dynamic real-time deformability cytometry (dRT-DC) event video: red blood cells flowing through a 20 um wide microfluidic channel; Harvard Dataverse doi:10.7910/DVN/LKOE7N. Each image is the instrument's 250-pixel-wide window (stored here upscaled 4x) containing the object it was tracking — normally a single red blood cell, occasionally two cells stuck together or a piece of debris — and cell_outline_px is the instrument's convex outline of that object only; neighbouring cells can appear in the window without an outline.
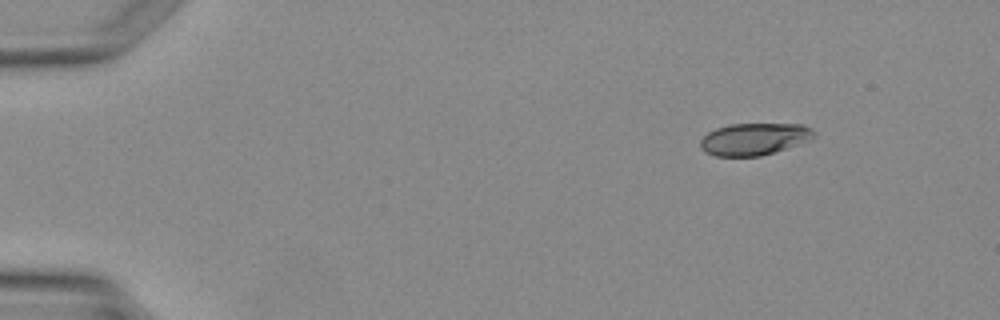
{"species": "Egyptian fruit bat (a non-hibernating species)", "species_latin": "Rousettus aegyptiacus", "temperature_condition": "warm", "stored_images_in_passage": 4, "segment_of_instrument_passage": [1, 2], "camera_frame_rate_fps": 3000, "um_per_image_px": 0.085, "animal": {"sex": "female"}, "frame": {"image": 1, "passage_image": 1, "time_ms": 0.0, "image_size_px": [1000, 320], "cell_outline_px": [[816, 136], [808, 140], [760, 156], [716, 156], [704, 152], [700, 148], [700, 140], [708, 132], [716, 128], [728, 124], [804, 124], [812, 128], [816, 132]], "centroid_in_image_um": [64.08, 11.8], "position_along_channel_um": 20.9, "area_um2": 21.15}}
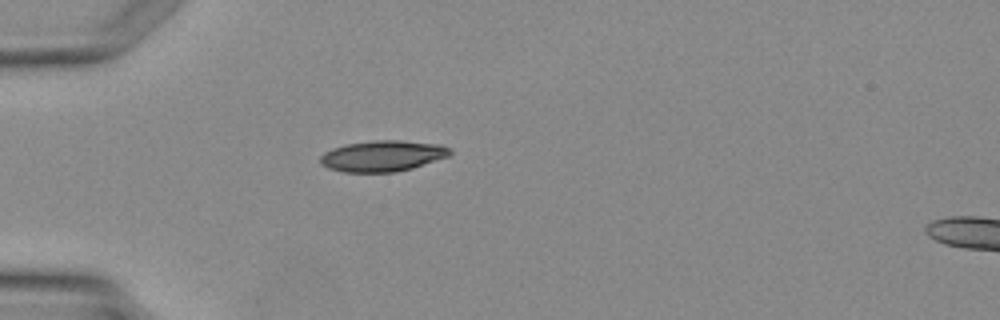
{"frame": {"image": 2, "passage_image": 3, "time_ms": 2.333, "image_size_px": [1000, 320], "cell_outline_px": [[452, 152], [448, 156], [412, 168], [396, 172], [344, 172], [328, 168], [320, 164], [320, 156], [324, 152], [332, 148], [348, 144], [376, 140], [400, 140], [440, 144], [448, 148]], "centroid_in_image_um": [32.49, 13.26], "position_along_channel_um": 52.5, "area_um2": 23.29}}